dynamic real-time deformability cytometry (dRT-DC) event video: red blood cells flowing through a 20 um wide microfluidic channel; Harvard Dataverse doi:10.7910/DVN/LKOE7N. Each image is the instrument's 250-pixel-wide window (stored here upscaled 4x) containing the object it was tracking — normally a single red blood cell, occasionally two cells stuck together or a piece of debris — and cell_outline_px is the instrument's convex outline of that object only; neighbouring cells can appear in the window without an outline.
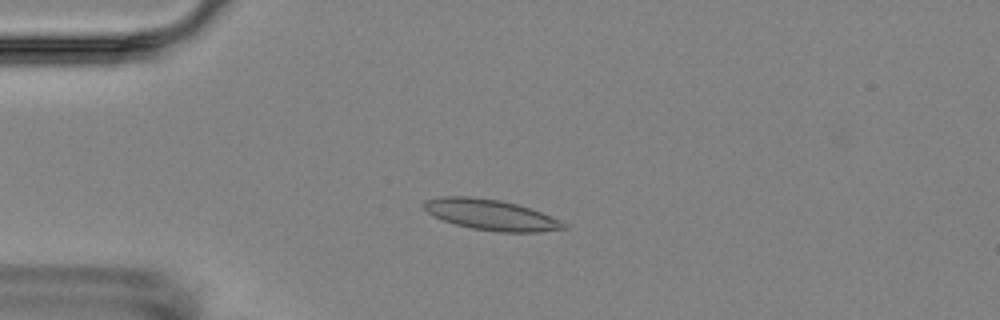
{"species": "Egyptian fruit bat (a non-hibernating species)", "species_latin": "Rousettus aegyptiacus", "temperature_condition": "room temperature", "stored_images_in_passage": 7, "camera_frame_rate_fps": 3000, "um_per_image_px": 0.085, "animal": {"sex": "female"}, "frame": {"image": 1, "passage_image": 4, "time_ms": 3.667, "image_size_px": [1000, 320], "cell_outline_px": [[568, 228], [540, 232], [496, 232], [472, 228], [456, 224], [432, 216], [420, 204], [424, 200], [440, 196], [468, 196], [500, 200], [516, 204], [540, 212], [560, 220], [568, 224]], "centroid_in_image_um": [41.7, 18.25], "position_along_channel_um": 43.3, "area_um2": 25.03}}